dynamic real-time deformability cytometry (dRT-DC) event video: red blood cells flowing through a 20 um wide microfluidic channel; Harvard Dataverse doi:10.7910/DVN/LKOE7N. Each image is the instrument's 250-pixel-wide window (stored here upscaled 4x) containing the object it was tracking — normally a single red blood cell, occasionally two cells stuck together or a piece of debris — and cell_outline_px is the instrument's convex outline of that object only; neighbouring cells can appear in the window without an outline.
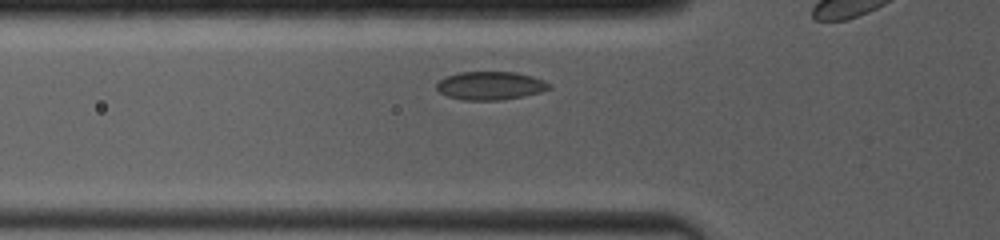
{"species": "common noctule bat (a hibernating species)", "species_latin": "Nyctalus noctula", "temperature_condition": "room temperature", "stored_images_in_passage": 11, "camera_frame_rate_fps": 4000, "um_per_image_px": 0.085, "animal": {"sex": "female", "body_mass_g": 19.0, "forearm_length_mm": 53.3}, "frame": {"image": 1, "passage_image": 5, "time_ms": 1.5, "image_size_px": [1000, 240], "cell_outline_px": [[552, 88], [540, 92], [524, 96], [504, 100], [460, 100], [448, 96], [440, 92], [436, 88], [436, 84], [440, 80], [448, 76], [460, 72], [516, 72], [532, 76], [544, 80], [552, 84]], "centroid_in_image_um": [41.72, 7.29], "position_along_channel_um": 84.1, "area_um2": 18.67}}
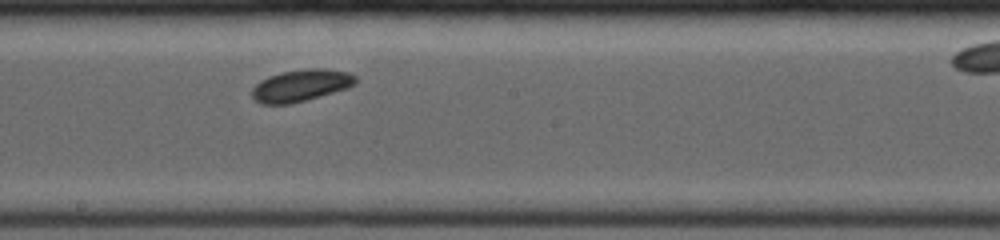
{"frame": {"image": 2, "passage_image": 10, "time_ms": 5.0, "image_size_px": [1000, 240], "cell_outline_px": [[356, 84], [348, 88], [292, 104], [260, 104], [252, 96], [252, 88], [260, 80], [268, 76], [280, 72], [308, 68], [324, 68], [348, 72], [356, 76]], "centroid_in_image_um": [25.58, 7.26], "position_along_channel_um": 222.6, "area_um2": 19.42}}